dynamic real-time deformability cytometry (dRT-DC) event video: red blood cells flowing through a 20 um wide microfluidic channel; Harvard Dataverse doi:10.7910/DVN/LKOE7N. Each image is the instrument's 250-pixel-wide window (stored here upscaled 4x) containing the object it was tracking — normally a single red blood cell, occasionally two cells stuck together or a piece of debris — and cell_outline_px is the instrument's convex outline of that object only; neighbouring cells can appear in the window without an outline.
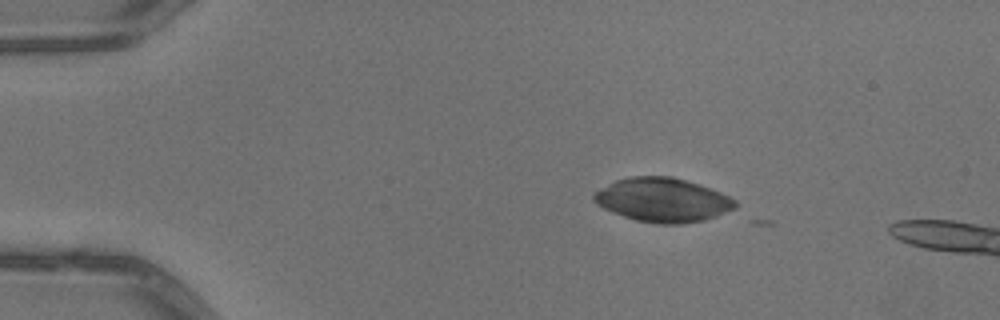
{"species": "common noctule bat (a hibernating species)", "species_latin": "Nyctalus noctula", "temperature_condition": "warm", "stored_images_in_passage": 3, "camera_frame_rate_fps": 3000, "um_per_image_px": 0.085, "animal": {"sex": "male", "body_mass_g": 13.3}, "frame": {"image": 1, "passage_image": 1, "time_ms": 0.0, "image_size_px": [1000, 320], "cell_outline_px": [[736, 208], [716, 216], [704, 220], [680, 224], [664, 224], [636, 220], [612, 212], [596, 204], [592, 200], [592, 196], [596, 192], [616, 180], [628, 176], [668, 176], [700, 184], [720, 192], [736, 200]], "centroid_in_image_um": [56.33, 16.99], "position_along_channel_um": 28.7, "area_um2": 35.95}}